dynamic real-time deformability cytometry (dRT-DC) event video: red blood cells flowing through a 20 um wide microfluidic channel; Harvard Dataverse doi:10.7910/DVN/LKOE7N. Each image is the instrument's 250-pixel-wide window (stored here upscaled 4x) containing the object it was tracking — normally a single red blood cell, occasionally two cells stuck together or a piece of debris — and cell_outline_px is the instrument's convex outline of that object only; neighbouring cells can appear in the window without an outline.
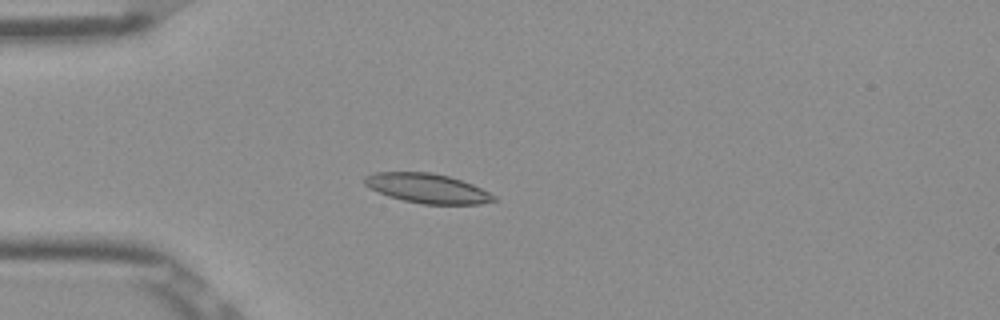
{"species": "Egyptian fruit bat (a non-hibernating species)", "species_latin": "Rousettus aegyptiacus", "temperature_condition": "room temperature", "stored_images_in_passage": 39, "camera_frame_rate_fps": 3000, "um_per_image_px": 0.085, "frame": {"image": 1, "passage_image": 1, "time_ms": 0.0, "image_size_px": [1000, 320], "cell_outline_px": [[496, 200], [480, 204], [424, 204], [404, 200], [388, 196], [368, 188], [364, 184], [364, 176], [376, 172], [432, 172], [448, 176], [472, 184], [496, 196]], "centroid_in_image_um": [36.29, 16.0], "position_along_channel_um": 48.7, "area_um2": 22.14}}
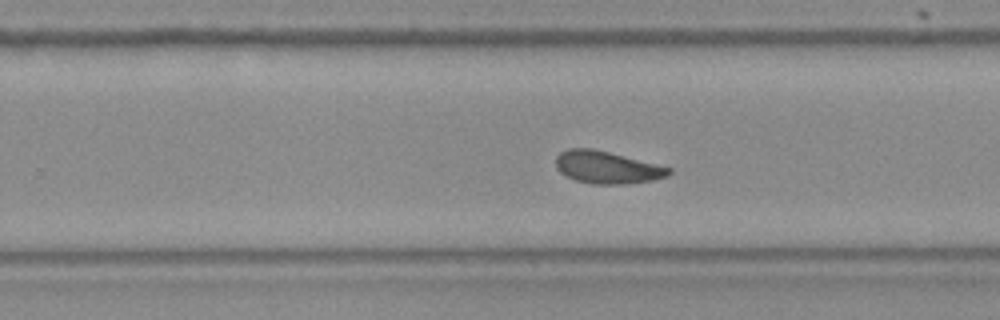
{"frame": {"image": 2, "passage_image": 20, "time_ms": 6.333, "image_size_px": [1000, 320], "cell_outline_px": [[672, 172], [668, 176], [652, 180], [628, 184], [592, 184], [576, 180], [560, 172], [556, 168], [556, 156], [560, 152], [568, 148], [592, 148], [672, 168]], "centroid_in_image_um": [51.59, 14.23], "position_along_channel_um": 278.2, "area_um2": 21.21}}
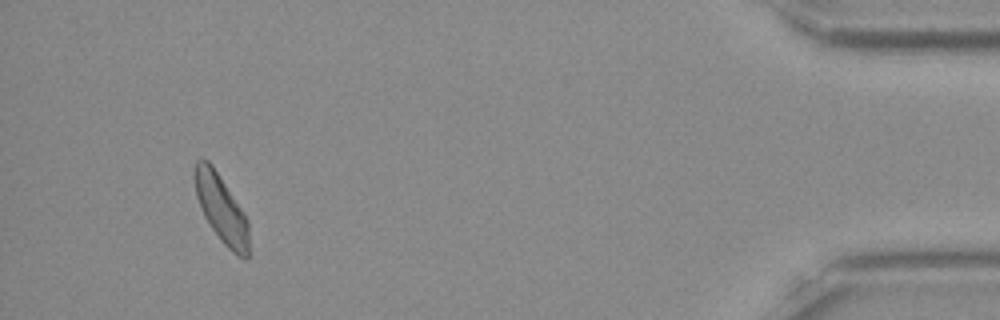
{"frame": {"image": 3, "passage_image": 36, "time_ms": 11.667, "image_size_px": [1000, 320], "cell_outline_px": [[248, 260], [244, 260], [236, 256], [220, 240], [204, 216], [200, 208], [196, 196], [196, 160], [208, 160], [212, 164], [248, 220]], "centroid_in_image_um": [18.84, 17.82], "position_along_channel_um": 416.4, "area_um2": 20.92}, "authors_computed_cell_mechanics": {"area_um2": 21.386, "velocity_mm_per_s": 3.8583, "shape_relaxation_time_tau1_ms": 4.8629, "shape_relaxation_time_tau2_ms": 3.5304, "deformation_change_tau1": 0.1196, "deformation_change_tau2": 0.0884}}